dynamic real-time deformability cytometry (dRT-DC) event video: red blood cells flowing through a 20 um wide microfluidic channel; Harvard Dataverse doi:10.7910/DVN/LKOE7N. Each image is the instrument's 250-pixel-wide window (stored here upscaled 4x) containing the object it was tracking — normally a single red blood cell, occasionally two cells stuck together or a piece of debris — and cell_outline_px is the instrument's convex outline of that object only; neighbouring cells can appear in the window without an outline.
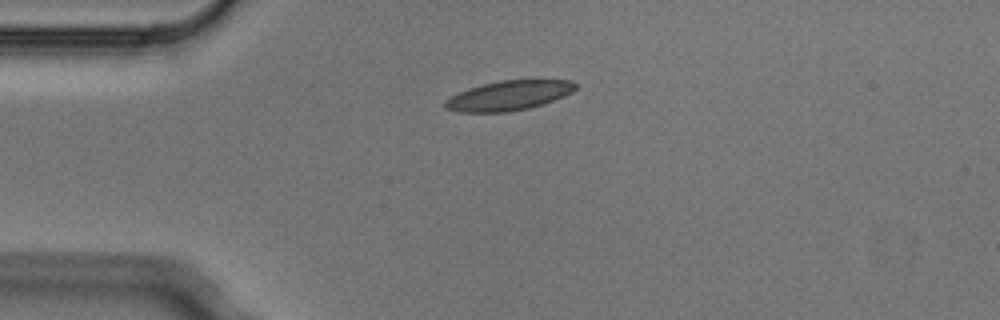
{"species": "Egyptian fruit bat (a non-hibernating species)", "species_latin": "Rousettus aegyptiacus", "temperature_condition": "cold", "stored_images_in_passage": 3, "camera_frame_rate_fps": 3000, "um_per_image_px": 0.085, "animal": {"sex": "male"}, "frame": {"image": 1, "passage_image": 1, "time_ms": 0.0, "image_size_px": [1000, 320], "cell_outline_px": [[576, 88], [572, 92], [564, 96], [544, 104], [528, 108], [508, 112], [456, 112], [444, 108], [444, 100], [468, 88], [500, 80], [572, 80], [576, 84]], "centroid_in_image_um": [43.24, 8.13], "position_along_channel_um": 41.8, "area_um2": 22.54}}
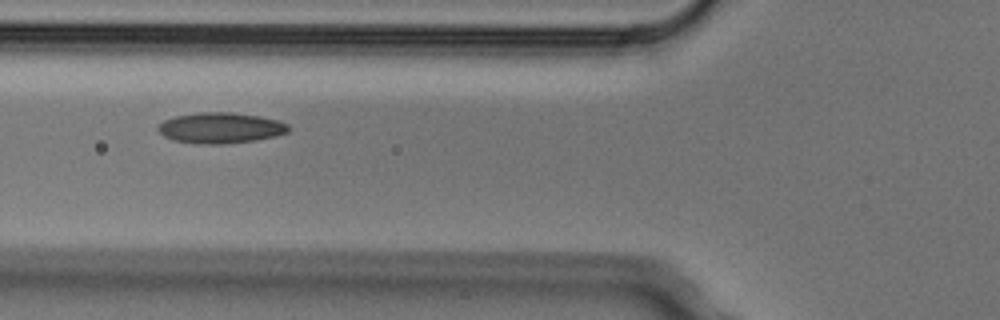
{"frame": {"image": 2, "passage_image": 3, "time_ms": 0.667, "image_size_px": [1000, 320], "cell_outline_px": [[292, 128], [288, 132], [276, 136], [256, 140], [228, 144], [200, 144], [172, 140], [164, 136], [156, 128], [164, 120], [176, 116], [200, 112], [232, 112], [260, 116], [280, 120], [288, 124]], "centroid_in_image_um": [18.79, 10.87], "position_along_channel_um": 107.0, "area_um2": 23.64}}